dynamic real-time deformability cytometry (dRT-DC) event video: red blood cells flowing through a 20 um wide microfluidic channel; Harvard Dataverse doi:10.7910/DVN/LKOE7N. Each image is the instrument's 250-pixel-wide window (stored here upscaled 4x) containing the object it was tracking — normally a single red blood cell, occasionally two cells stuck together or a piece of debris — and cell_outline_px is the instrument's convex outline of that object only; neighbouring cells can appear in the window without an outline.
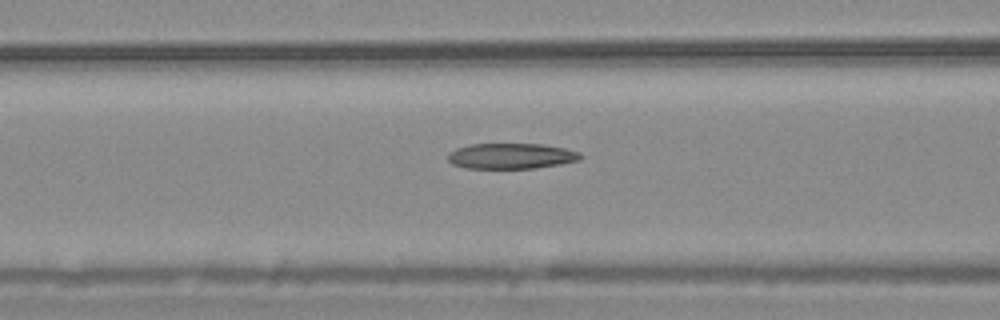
{"species": "common noctule bat (a hibernating species)", "species_latin": "Nyctalus noctula", "temperature_condition": "warm", "stored_images_in_passage": 55, "camera_frame_rate_fps": 3000, "um_per_image_px": 0.085, "animal": {"sex": "male", "body_mass_g": 20.4}, "frame": {"image": 1, "passage_image": 22, "time_ms": 7.0, "image_size_px": [1000, 320], "cell_outline_px": [[584, 156], [580, 160], [560, 164], [536, 168], [464, 168], [452, 164], [448, 160], [448, 152], [456, 148], [472, 144], [540, 144], [564, 148], [580, 152]], "centroid_in_image_um": [43.45, 13.26], "position_along_channel_um": 123.1, "area_um2": 19.83}}
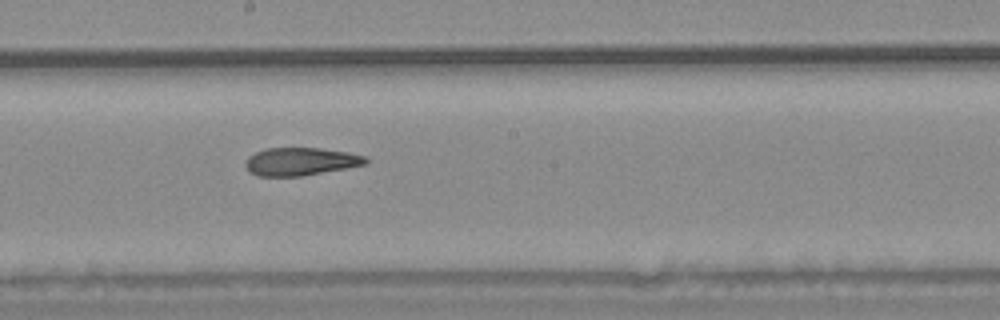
{"frame": {"image": 2, "passage_image": 30, "time_ms": 9.667, "image_size_px": [1000, 320], "cell_outline_px": [[368, 164], [300, 176], [256, 176], [244, 164], [248, 156], [264, 148], [320, 148], [348, 152], [364, 156], [368, 160]], "centroid_in_image_um": [25.54, 13.72], "position_along_channel_um": 222.7, "area_um2": 19.42}}
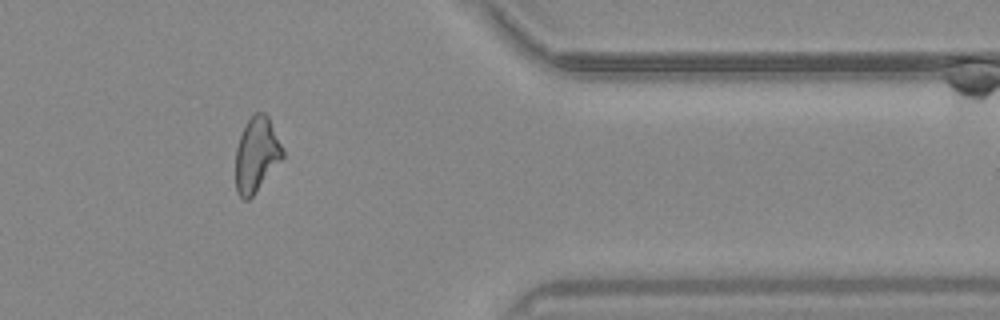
{"frame": {"image": 3, "passage_image": 45, "time_ms": 14.667, "image_size_px": [1000, 320], "cell_outline_px": [[284, 156], [252, 196], [248, 200], [244, 200], [236, 192], [236, 148], [240, 136], [248, 120], [256, 112], [264, 112], [268, 116], [284, 148]], "centroid_in_image_um": [21.81, 13.13], "position_along_channel_um": 389.6, "area_um2": 20.29}}